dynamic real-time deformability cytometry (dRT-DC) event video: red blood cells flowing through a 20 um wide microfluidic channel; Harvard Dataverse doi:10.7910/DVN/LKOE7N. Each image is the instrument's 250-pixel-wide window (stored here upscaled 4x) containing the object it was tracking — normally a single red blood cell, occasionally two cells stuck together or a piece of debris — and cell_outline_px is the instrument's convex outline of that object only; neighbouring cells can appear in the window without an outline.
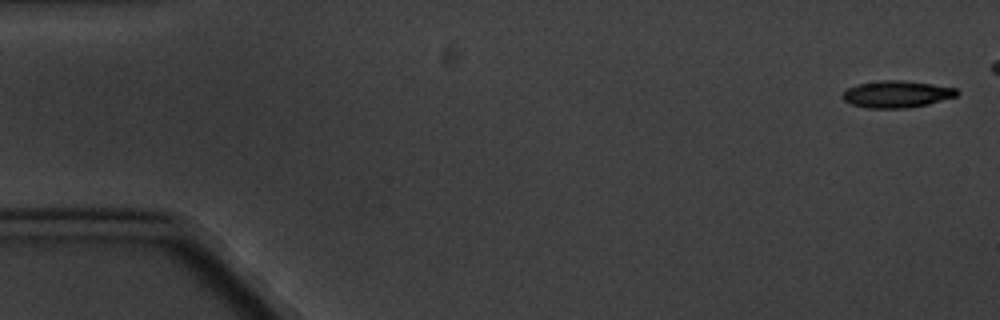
{"species": "common noctule bat (a hibernating species)", "species_latin": "Nyctalus noctula", "temperature_condition": "cold", "stored_images_in_passage": 11, "camera_frame_rate_fps": 3000, "um_per_image_px": 0.085, "animal": {"sex": "male", "body_mass_g": 20.1, "forearm_length_mm": 53.5}, "frame": {"image": 1, "passage_image": 1, "time_ms": 0.0, "image_size_px": [1000, 320], "cell_outline_px": [[960, 92], [956, 96], [928, 104], [908, 108], [868, 108], [852, 104], [844, 100], [840, 96], [848, 88], [856, 84], [880, 80], [900, 80], [932, 84], [956, 88]], "centroid_in_image_um": [76.21, 8.0], "position_along_channel_um": 8.8, "area_um2": 17.92}}
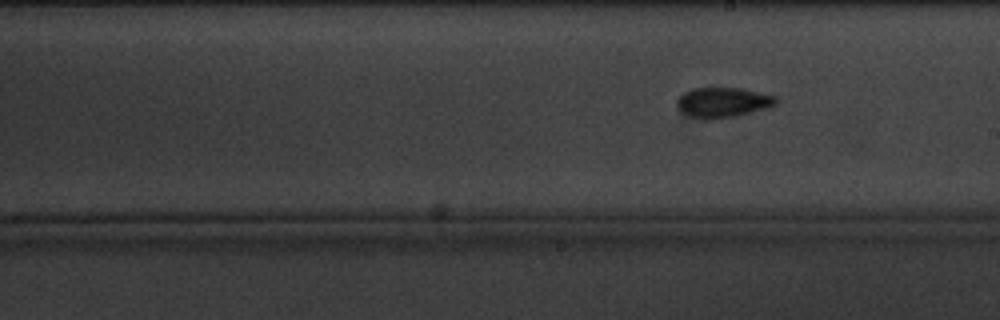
{"frame": {"image": 2, "passage_image": 11, "time_ms": 12.667, "image_size_px": [1000, 320], "cell_outline_px": [[780, 100], [776, 104], [768, 108], [736, 116], [708, 120], [704, 120], [680, 112], [676, 104], [676, 100], [684, 92], [692, 88], [740, 88], [776, 96]], "centroid_in_image_um": [61.44, 8.71], "position_along_channel_um": 227.6, "area_um2": 17.51}}